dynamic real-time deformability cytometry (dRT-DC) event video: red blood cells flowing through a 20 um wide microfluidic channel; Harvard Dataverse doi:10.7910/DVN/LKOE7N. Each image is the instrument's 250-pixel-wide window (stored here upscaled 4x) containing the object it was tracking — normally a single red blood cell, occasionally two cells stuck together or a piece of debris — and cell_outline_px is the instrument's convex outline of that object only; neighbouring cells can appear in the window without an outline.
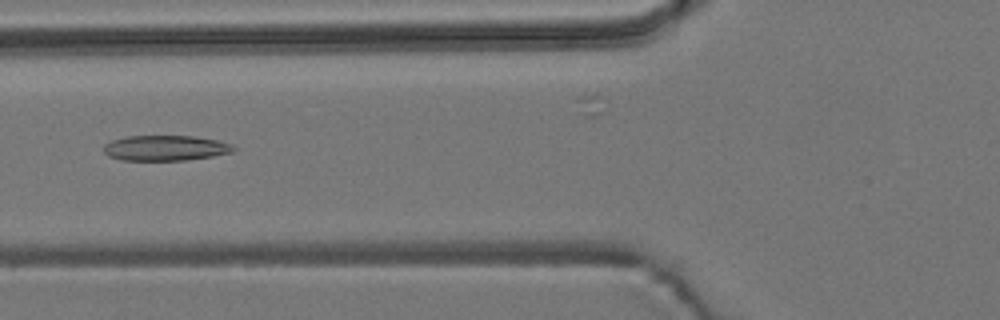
{"species": "common noctule bat (a hibernating species)", "species_latin": "Nyctalus noctula", "temperature_condition": "room temperature", "stored_images_in_passage": 6, "camera_frame_rate_fps": 3000, "um_per_image_px": 0.085, "animal": {"sex": "male", "body_mass_g": 19.2, "forearm_length_mm": 51.8}, "frame": {"image": 1, "passage_image": 6, "time_ms": 1.667, "image_size_px": [1000, 320], "cell_outline_px": [[236, 148], [232, 152], [212, 156], [184, 160], [120, 160], [108, 156], [104, 152], [104, 144], [112, 140], [124, 136], [192, 136], [216, 140], [232, 144]], "centroid_in_image_um": [14.03, 12.58], "position_along_channel_um": 111.8, "area_um2": 19.13}}